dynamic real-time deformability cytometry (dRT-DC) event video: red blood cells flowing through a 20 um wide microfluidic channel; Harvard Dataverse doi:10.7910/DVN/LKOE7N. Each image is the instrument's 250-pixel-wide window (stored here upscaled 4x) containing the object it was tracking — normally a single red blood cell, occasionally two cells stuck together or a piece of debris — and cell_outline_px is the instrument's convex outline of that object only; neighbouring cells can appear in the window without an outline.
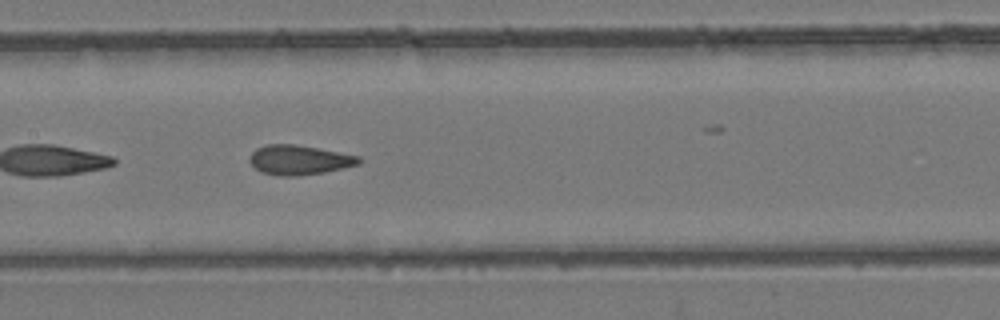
{"species": "common noctule bat (a hibernating species)", "species_latin": "Nyctalus noctula", "temperature_condition": "room temperature", "stored_images_in_passage": 45, "camera_frame_rate_fps": 3000, "um_per_image_px": 0.085, "animal": {"sex": "female", "body_mass_g": 24.6, "forearm_length_mm": 56.2}, "frame": {"image": 1, "passage_image": 19, "time_ms": 6.0, "image_size_px": [1000, 320], "cell_outline_px": [[364, 160], [360, 164], [344, 168], [324, 172], [300, 176], [280, 176], [260, 172], [248, 160], [252, 152], [256, 148], [268, 144], [296, 144], [360, 156]], "centroid_in_image_um": [25.45, 13.6], "position_along_channel_um": 181.9, "area_um2": 19.02}}